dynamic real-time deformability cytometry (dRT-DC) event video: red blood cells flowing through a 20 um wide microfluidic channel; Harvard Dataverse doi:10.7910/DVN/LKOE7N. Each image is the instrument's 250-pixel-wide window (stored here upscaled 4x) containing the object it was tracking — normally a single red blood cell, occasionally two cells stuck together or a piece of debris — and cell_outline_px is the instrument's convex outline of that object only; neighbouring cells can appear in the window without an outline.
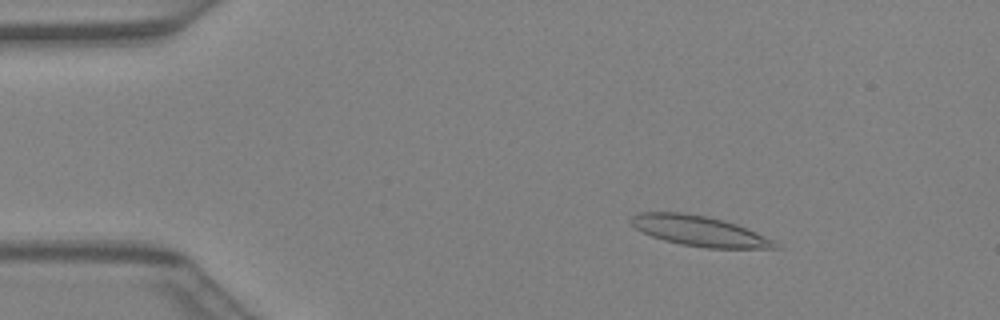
{"species": "Egyptian fruit bat (a non-hibernating species)", "species_latin": "Rousettus aegyptiacus", "temperature_condition": "warm", "stored_images_in_passage": 41, "camera_frame_rate_fps": 3000, "um_per_image_px": 0.085, "animal": {"sex": "female"}, "frame": {"image": 1, "passage_image": 6, "time_ms": 1.667, "image_size_px": [1000, 320], "cell_outline_px": [[780, 248], [708, 248], [680, 244], [664, 240], [652, 236], [636, 228], [628, 220], [636, 212], [680, 212], [708, 216], [724, 220], [736, 224], [776, 240]], "centroid_in_image_um": [59.45, 19.62], "position_along_channel_um": 25.5, "area_um2": 25.43}}
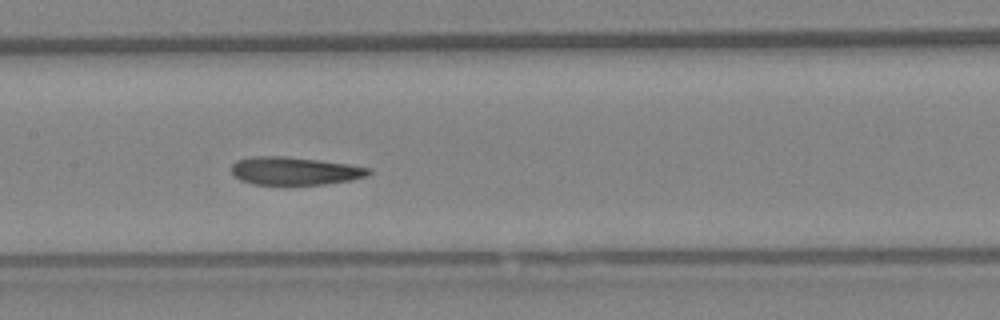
{"frame": {"image": 2, "passage_image": 20, "time_ms": 6.333, "image_size_px": [1000, 320], "cell_outline_px": [[372, 172], [368, 176], [352, 180], [324, 184], [284, 188], [252, 184], [240, 180], [232, 176], [232, 164], [236, 160], [252, 156], [284, 156], [348, 164], [372, 168]], "centroid_in_image_um": [25.01, 14.58], "position_along_channel_um": 182.4, "area_um2": 23.47}}
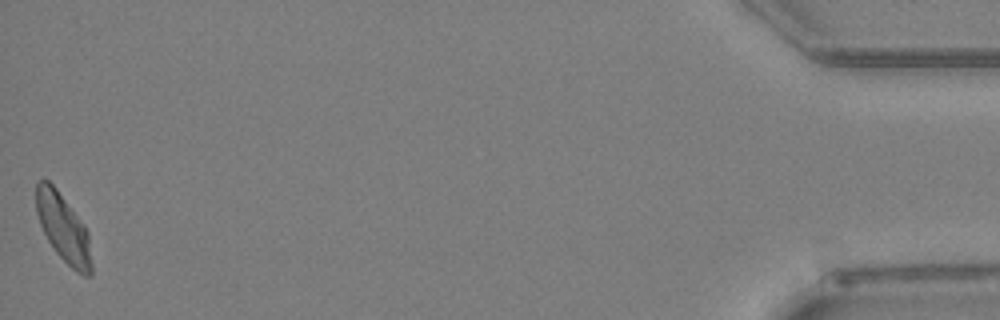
{"frame": {"image": 3, "passage_image": 41, "time_ms": 13.333, "image_size_px": [1000, 320], "cell_outline_px": [[92, 276], [84, 276], [76, 272], [56, 252], [48, 240], [40, 224], [36, 212], [36, 184], [40, 180], [48, 180], [56, 188], [88, 232], [92, 264]], "centroid_in_image_um": [5.38, 19.42], "position_along_channel_um": 429.8, "area_um2": 21.56}}